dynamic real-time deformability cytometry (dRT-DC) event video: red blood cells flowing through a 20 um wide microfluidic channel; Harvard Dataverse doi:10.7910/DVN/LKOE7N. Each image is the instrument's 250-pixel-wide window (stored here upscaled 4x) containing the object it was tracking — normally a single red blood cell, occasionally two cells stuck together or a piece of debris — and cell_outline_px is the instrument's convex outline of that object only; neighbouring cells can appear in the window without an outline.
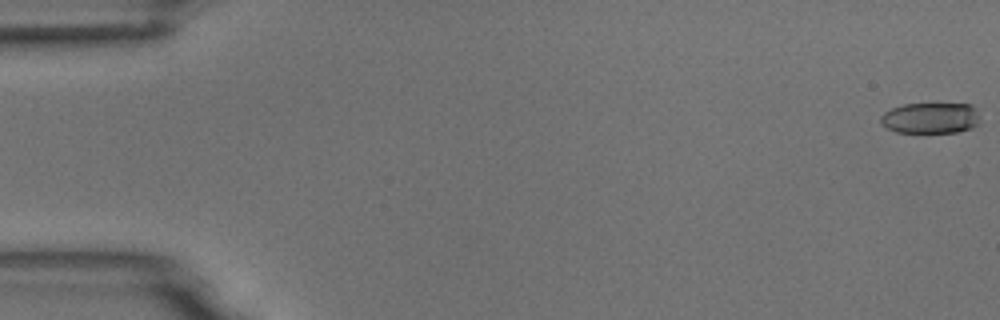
{"species": "common noctule bat (a hibernating species)", "species_latin": "Nyctalus noctula", "temperature_condition": "room temperature", "stored_images_in_passage": 56, "camera_frame_rate_fps": 3000, "um_per_image_px": 0.085, "animal": {"sex": "male", "body_mass_g": 18.8}, "frame": {"image": 1, "passage_image": 1, "time_ms": 0.0, "image_size_px": [1000, 320], "cell_outline_px": [[980, 120], [972, 128], [956, 132], [896, 132], [880, 124], [880, 116], [884, 112], [892, 108], [904, 104], [972, 104], [980, 116]], "centroid_in_image_um": [79.09, 10.03], "position_along_channel_um": 5.9, "area_um2": 17.92}}
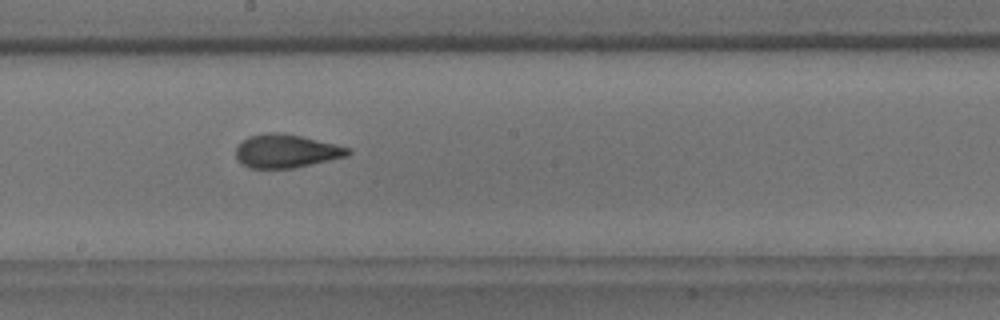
{"frame": {"image": 2, "passage_image": 31, "time_ms": 10.0, "image_size_px": [1000, 320], "cell_outline_px": [[352, 152], [348, 156], [296, 168], [248, 168], [240, 164], [236, 160], [236, 148], [248, 136], [268, 132], [280, 132], [300, 136], [352, 148]], "centroid_in_image_um": [24.33, 12.85], "position_along_channel_um": 223.9, "area_um2": 22.02}}
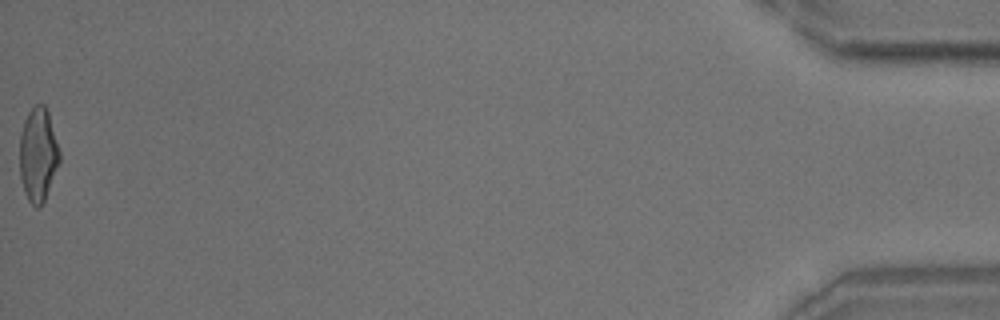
{"frame": {"image": 3, "passage_image": 56, "time_ms": 18.333, "image_size_px": [1000, 320], "cell_outline_px": [[60, 160], [44, 200], [40, 208], [36, 208], [28, 200], [24, 192], [20, 176], [20, 136], [24, 120], [28, 112], [36, 104], [44, 104], [48, 112], [60, 152]], "centroid_in_image_um": [3.23, 13.15], "position_along_channel_um": 432.0, "area_um2": 21.62}, "authors_computed_cell_mechanics": {"area_um2": 21.5594, "velocity_mm_per_s": 3.687, "shape_relaxation_time_tau1_ms": 5.3789, "shape_relaxation_time_tau2_ms": 1.6437, "deformation_change_tau1": 0.1807, "deformation_change_tau2": 0.0981}}